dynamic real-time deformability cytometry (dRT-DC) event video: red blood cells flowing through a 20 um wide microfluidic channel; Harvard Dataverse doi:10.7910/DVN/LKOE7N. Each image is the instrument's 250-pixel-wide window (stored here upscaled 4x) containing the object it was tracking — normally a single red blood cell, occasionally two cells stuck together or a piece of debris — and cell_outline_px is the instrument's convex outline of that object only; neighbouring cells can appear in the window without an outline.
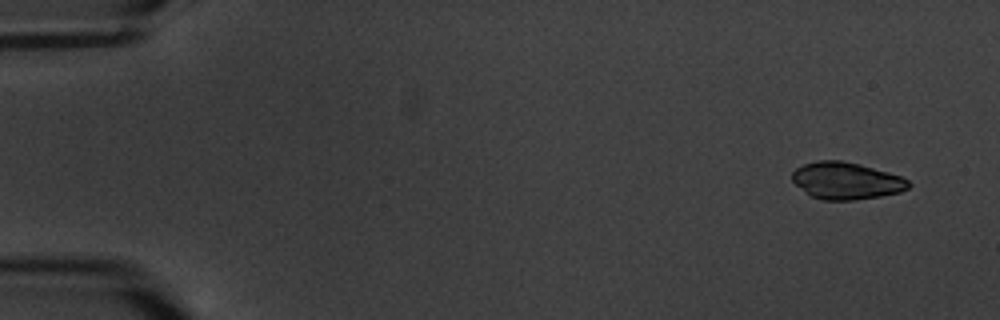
{"species": "common noctule bat (a hibernating species)", "species_latin": "Nyctalus noctula", "temperature_condition": "warm", "stored_images_in_passage": 6, "camera_frame_rate_fps": 3000, "um_per_image_px": 0.085, "animal": {"sex": "male", "body_mass_g": 20.1, "forearm_length_mm": 53.5}, "frame": {"image": 1, "passage_image": 2, "time_ms": 1.0, "image_size_px": [1000, 320], "cell_outline_px": [[912, 184], [908, 188], [900, 192], [880, 196], [852, 200], [824, 200], [812, 196], [796, 184], [792, 180], [792, 172], [796, 168], [804, 164], [816, 160], [840, 160], [860, 164], [888, 172], [900, 176], [908, 180]], "centroid_in_image_um": [71.94, 15.35], "position_along_channel_um": 13.1, "area_um2": 24.97}}
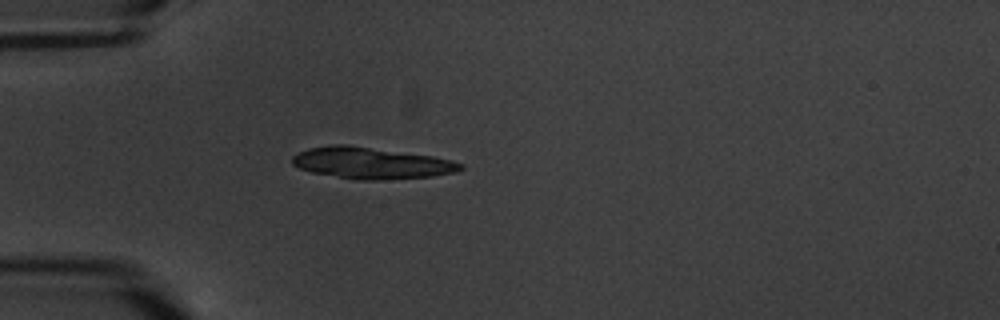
{"frame": {"image": 2, "passage_image": 6, "time_ms": 5.667, "image_size_px": [1000, 320], "cell_outline_px": [[464, 168], [456, 172], [432, 176], [376, 180], [356, 180], [312, 172], [300, 168], [292, 164], [292, 156], [296, 152], [308, 148], [332, 144], [348, 144], [432, 156], [452, 160], [464, 164]], "centroid_in_image_um": [31.54, 13.85], "position_along_channel_um": 53.5, "area_um2": 30.98}}